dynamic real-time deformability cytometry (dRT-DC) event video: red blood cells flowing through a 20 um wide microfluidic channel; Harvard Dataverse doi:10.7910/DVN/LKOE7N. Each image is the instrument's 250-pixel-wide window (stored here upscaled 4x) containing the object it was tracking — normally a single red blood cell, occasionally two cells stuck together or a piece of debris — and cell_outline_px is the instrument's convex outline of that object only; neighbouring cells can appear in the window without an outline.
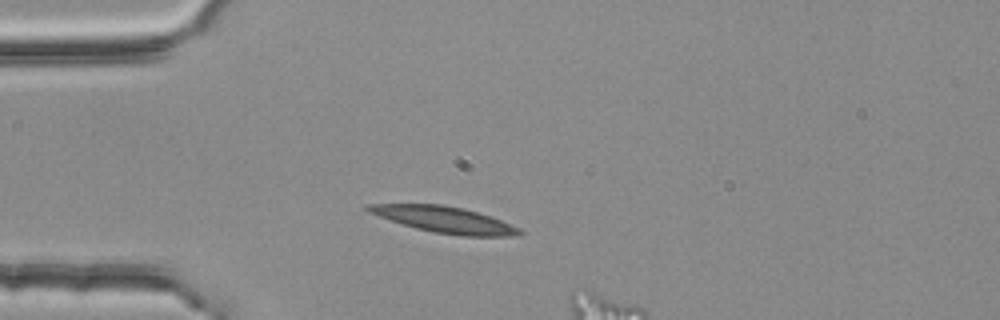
{"species": "common noctule bat (a hibernating species)", "species_latin": "Nyctalus noctula", "temperature_condition": "room temperature", "stored_images_in_passage": 3, "camera_frame_rate_fps": 3000, "um_per_image_px": 0.085, "animal": {"sex": "female", "body_mass_g": 25.1}, "frame": {"image": 1, "passage_image": 1, "time_ms": 0.0, "image_size_px": [1000, 320], "cell_outline_px": [[524, 232], [520, 236], [460, 236], [436, 232], [416, 228], [368, 212], [360, 208], [364, 204], [440, 204], [460, 208], [492, 216], [520, 228]], "centroid_in_image_um": [37.8, 18.67], "position_along_channel_um": 47.2, "area_um2": 23.0}}